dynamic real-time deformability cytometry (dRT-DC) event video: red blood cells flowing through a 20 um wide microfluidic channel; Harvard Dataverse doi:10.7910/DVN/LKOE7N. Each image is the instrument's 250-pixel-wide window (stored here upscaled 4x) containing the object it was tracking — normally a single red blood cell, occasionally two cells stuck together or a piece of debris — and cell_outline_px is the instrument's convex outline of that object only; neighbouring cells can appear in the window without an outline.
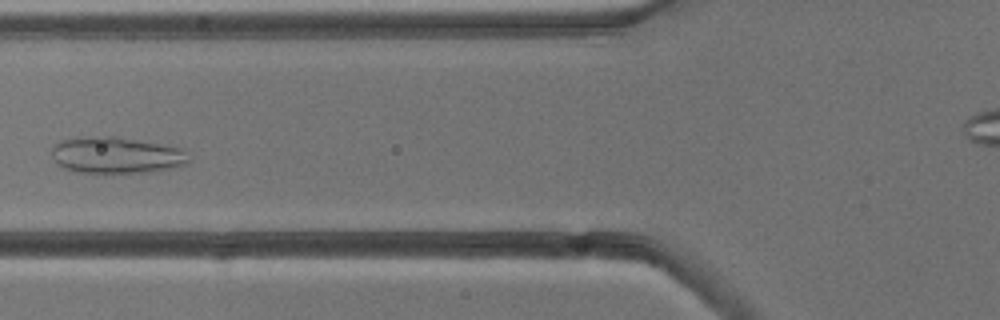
{"species": "common noctule bat (a hibernating species)", "species_latin": "Nyctalus noctula", "temperature_condition": "cold", "stored_images_in_passage": 7, "camera_frame_rate_fps": 3000, "um_per_image_px": 0.085, "animal": {"sex": "male", "body_mass_g": 13.3}, "frame": {"image": 1, "passage_image": 6, "time_ms": 6.0, "image_size_px": [1000, 320], "cell_outline_px": [[188, 164], [176, 168], [148, 172], [76, 172], [64, 168], [52, 156], [52, 148], [60, 140], [96, 136], [116, 136], [184, 148], [188, 160]], "centroid_in_image_um": [9.94, 13.19], "position_along_channel_um": 115.9, "area_um2": 28.96}}